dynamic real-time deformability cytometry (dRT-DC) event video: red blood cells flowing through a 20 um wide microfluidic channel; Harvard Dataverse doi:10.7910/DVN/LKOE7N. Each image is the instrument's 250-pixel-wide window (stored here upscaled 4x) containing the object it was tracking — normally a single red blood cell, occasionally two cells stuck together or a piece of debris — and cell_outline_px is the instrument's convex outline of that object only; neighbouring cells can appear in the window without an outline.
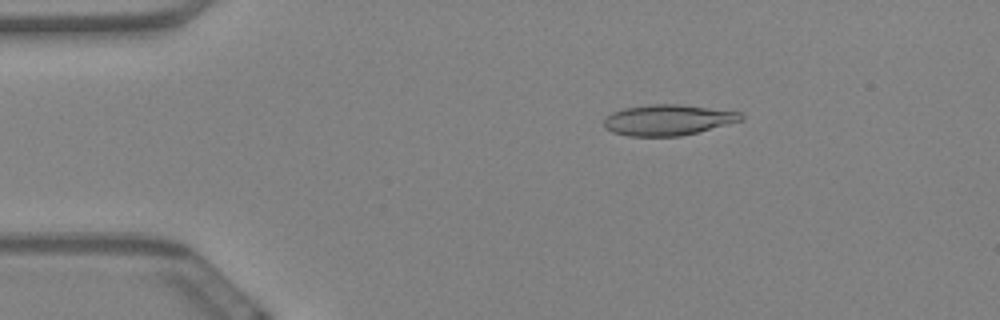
{"species": "Egyptian fruit bat (a non-hibernating species)", "species_latin": "Rousettus aegyptiacus", "temperature_condition": "warm", "stored_images_in_passage": 59, "camera_frame_rate_fps": 3000, "um_per_image_px": 0.085, "animal": {"sex": "female"}, "frame": {"image": 1, "passage_image": 10, "time_ms": 3.0, "image_size_px": [1000, 320], "cell_outline_px": [[744, 120], [680, 136], [628, 136], [612, 132], [604, 128], [604, 120], [612, 112], [624, 108], [652, 104], [680, 104], [740, 112], [744, 116]], "centroid_in_image_um": [56.76, 10.19], "position_along_channel_um": 28.2, "area_um2": 24.45}}
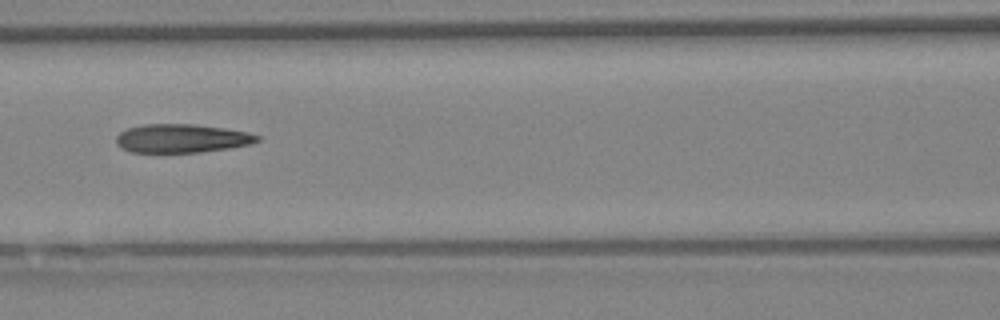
{"frame": {"image": 2, "passage_image": 26, "time_ms": 8.333, "image_size_px": [1000, 320], "cell_outline_px": [[260, 140], [248, 144], [228, 148], [200, 152], [132, 152], [120, 148], [116, 144], [116, 136], [120, 132], [128, 128], [144, 124], [196, 124], [224, 128], [248, 132], [260, 136]], "centroid_in_image_um": [15.42, 11.76], "position_along_channel_um": 151.2, "area_um2": 23.47}}
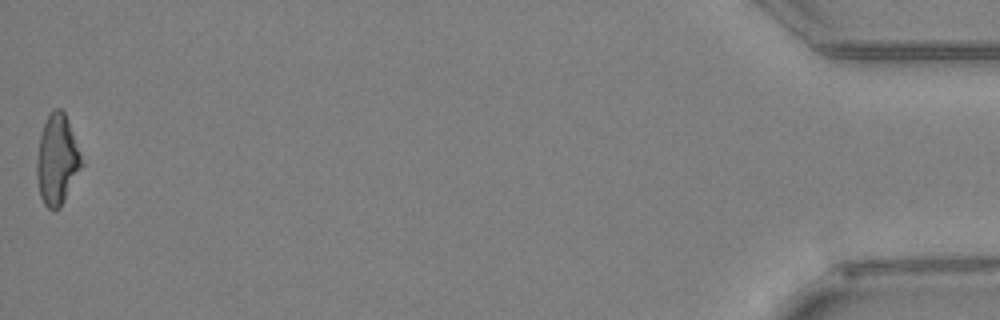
{"frame": {"image": 3, "passage_image": 59, "time_ms": 19.333, "image_size_px": [1000, 320], "cell_outline_px": [[84, 164], [60, 208], [52, 212], [44, 204], [40, 196], [36, 180], [36, 160], [40, 136], [44, 124], [48, 116], [56, 108], [60, 108], [64, 112], [80, 152]], "centroid_in_image_um": [4.84, 13.64], "position_along_channel_um": 430.4, "area_um2": 23.52}, "authors_computed_cell_mechanics": {"area_um2": 24.0448, "velocity_mm_per_s": 3.4269, "shape_relaxation_time_tau1_ms": 11.2198, "shape_relaxation_time_tau2_ms": 4.319, "deformation_change_tau1": 0.2597, "deformation_change_tau2": 0.1533}}